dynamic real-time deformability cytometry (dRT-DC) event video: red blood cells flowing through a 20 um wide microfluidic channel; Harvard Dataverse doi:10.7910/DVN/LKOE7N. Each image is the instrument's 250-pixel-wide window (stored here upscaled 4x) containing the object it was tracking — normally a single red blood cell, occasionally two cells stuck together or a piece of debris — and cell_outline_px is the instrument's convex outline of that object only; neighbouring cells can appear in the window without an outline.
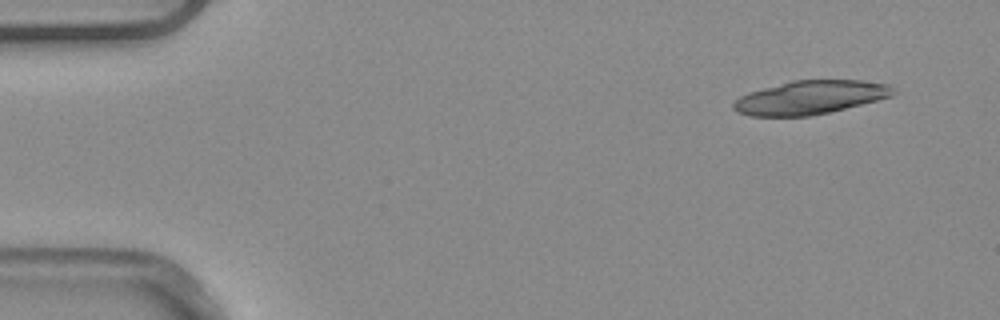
{"species": "common noctule bat (a hibernating species)", "species_latin": "Nyctalus noctula", "temperature_condition": "warm", "stored_images_in_passage": 4, "camera_frame_rate_fps": 3000, "um_per_image_px": 0.085, "animal": {"sex": "male", "body_mass_g": 20.4}, "frame": {"image": 1, "passage_image": 1, "time_ms": 0.0, "image_size_px": [1000, 320], "cell_outline_px": [[896, 92], [892, 96], [828, 112], [808, 116], [748, 116], [736, 112], [732, 108], [732, 104], [740, 96], [748, 92], [792, 80], [864, 80], [888, 84]], "centroid_in_image_um": [68.82, 8.28], "position_along_channel_um": 16.2, "area_um2": 31.15}}